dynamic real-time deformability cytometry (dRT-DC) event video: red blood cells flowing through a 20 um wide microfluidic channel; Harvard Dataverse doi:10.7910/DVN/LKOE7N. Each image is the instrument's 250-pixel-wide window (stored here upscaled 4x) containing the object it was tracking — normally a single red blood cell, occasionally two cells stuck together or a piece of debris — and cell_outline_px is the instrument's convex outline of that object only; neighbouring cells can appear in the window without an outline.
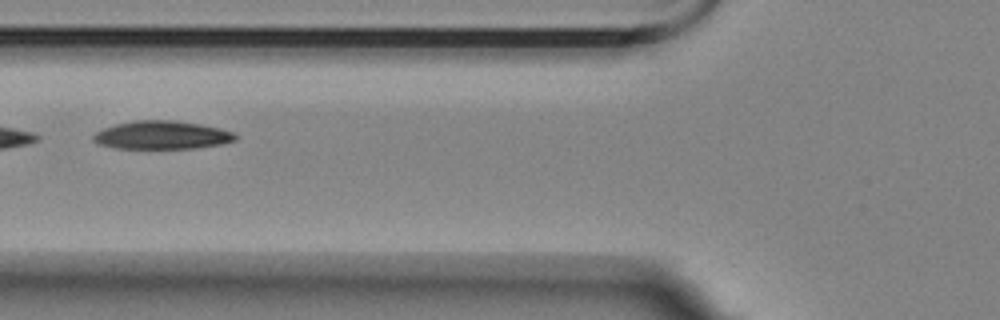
{"species": "Egyptian fruit bat (a non-hibernating species)", "species_latin": "Rousettus aegyptiacus", "temperature_condition": "room temperature", "stored_images_in_passage": 16, "camera_frame_rate_fps": 3000, "um_per_image_px": 0.085, "animal": {"sex": "female"}, "frame": {"image": 1, "passage_image": 7, "time_ms": 8.333, "image_size_px": [1000, 320], "cell_outline_px": [[236, 140], [220, 144], [196, 148], [116, 148], [96, 144], [92, 140], [92, 136], [96, 132], [104, 128], [116, 124], [136, 120], [176, 120], [200, 124], [220, 128], [232, 132], [236, 136]], "centroid_in_image_um": [13.73, 11.48], "position_along_channel_um": 112.1, "area_um2": 23.35}}
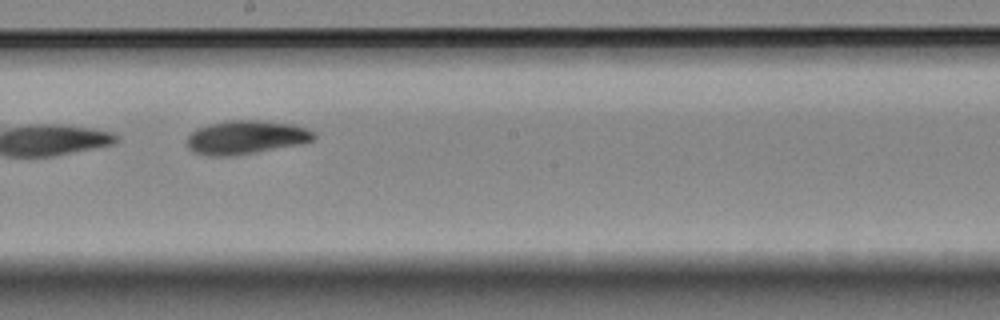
{"frame": {"image": 2, "passage_image": 10, "time_ms": 11.667, "image_size_px": [1000, 320], "cell_outline_px": [[316, 140], [304, 144], [256, 152], [228, 156], [208, 156], [192, 152], [188, 148], [188, 136], [196, 128], [208, 124], [228, 120], [260, 120], [292, 124], [304, 128], [312, 132], [316, 136]], "centroid_in_image_um": [20.91, 11.67], "position_along_channel_um": 227.3, "area_um2": 25.03}, "authors_computed_cell_mechanics": {"area_um2": 23.4957, "velocity_mm_per_s": 3.4478, "shape_relaxation_time_tau1_ms": 3.9681, "shape_relaxation_time_tau2_ms": null, "deformation_change_tau1": 0.1094, "deformation_change_tau2": null}}